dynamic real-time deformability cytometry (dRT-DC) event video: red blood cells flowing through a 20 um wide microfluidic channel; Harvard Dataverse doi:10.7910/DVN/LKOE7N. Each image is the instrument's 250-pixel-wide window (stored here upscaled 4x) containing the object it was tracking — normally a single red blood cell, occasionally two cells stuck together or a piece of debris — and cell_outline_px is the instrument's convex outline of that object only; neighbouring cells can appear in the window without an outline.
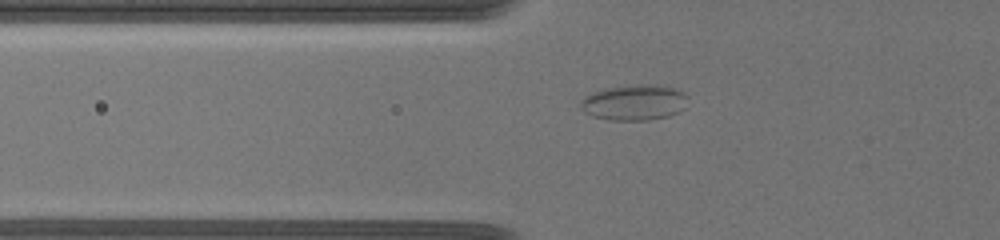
{"species": "common noctule bat (a hibernating species)", "species_latin": "Nyctalus noctula", "temperature_condition": "warm", "stored_images_in_passage": 69, "camera_frame_rate_fps": 3000, "um_per_image_px": 0.085, "animal": {"sex": "female", "body_mass_g": 19.5, "forearm_length_mm": 54.1}, "frame": {"image": 1, "passage_image": 2, "time_ms": 0.333, "image_size_px": [1000, 240], "cell_outline_px": [[688, 96], [676, 112], [668, 116], [648, 120], [612, 120], [592, 116], [584, 112], [580, 108], [580, 104], [588, 96], [596, 92], [612, 88], [668, 88], [680, 92]], "centroid_in_image_um": [53.83, 8.8], "position_along_channel_um": 72.0, "area_um2": 20.23}}
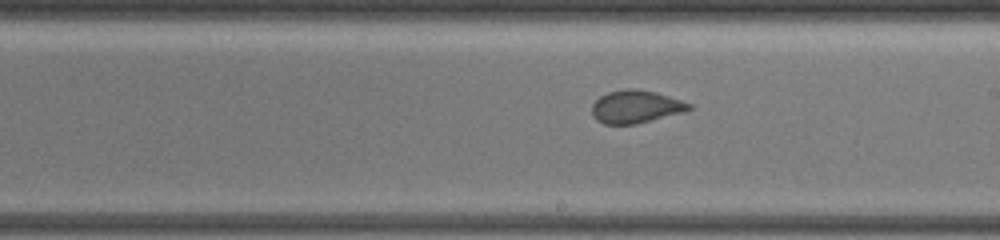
{"frame": {"image": 2, "passage_image": 22, "time_ms": 5.0, "image_size_px": [1000, 240], "cell_outline_px": [[692, 108], [680, 112], [636, 124], [604, 124], [596, 120], [592, 112], [592, 104], [600, 96], [608, 92], [632, 88], [656, 92], [692, 104]], "centroid_in_image_um": [54.0, 9.07], "position_along_channel_um": 235.0, "area_um2": 18.21}}
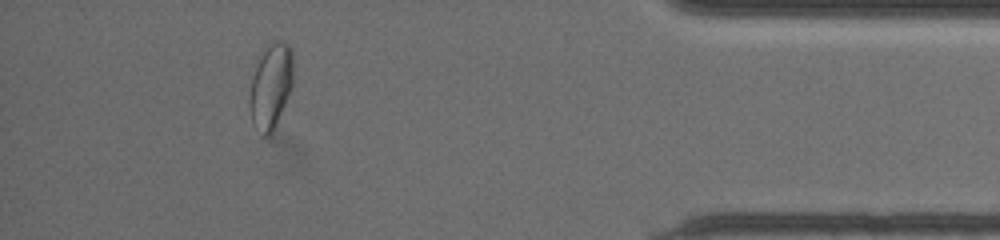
{"frame": {"image": 3, "passage_image": 57, "time_ms": 11.0, "image_size_px": [1000, 240], "cell_outline_px": [[292, 88], [276, 124], [268, 136], [264, 136], [252, 124], [252, 80], [256, 68], [264, 52], [276, 40], [280, 40], [288, 44], [292, 52]], "centroid_in_image_um": [23.08, 7.34], "position_along_channel_um": 412.1, "area_um2": 20.4}, "authors_computed_cell_mechanics": {"area_um2": 18.6116, "velocity_mm_per_s": 3.5797, "shape_relaxation_time_tau1_ms": 5.1503, "shape_relaxation_time_tau2_ms": 0.9187, "deformation_change_tau1": 0.1005, "deformation_change_tau2": 0.0558}}